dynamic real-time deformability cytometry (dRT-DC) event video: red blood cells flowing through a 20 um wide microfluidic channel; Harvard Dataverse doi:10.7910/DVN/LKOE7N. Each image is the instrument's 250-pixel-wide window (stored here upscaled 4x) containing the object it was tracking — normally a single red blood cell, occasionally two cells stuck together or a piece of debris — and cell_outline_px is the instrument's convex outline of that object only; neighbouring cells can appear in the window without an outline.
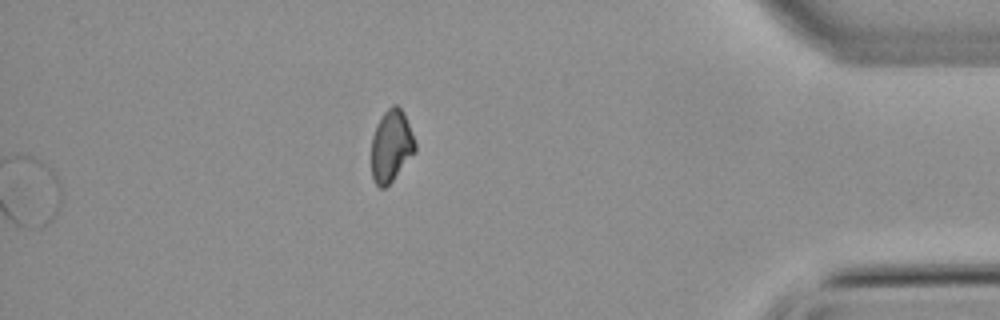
{"species": "common noctule bat (a hibernating species)", "species_latin": "Nyctalus noctula", "temperature_condition": "warm", "stored_images_in_passage": 40, "segment_of_instrument_passage": [2, 2], "camera_frame_rate_fps": 3000, "um_per_image_px": 0.085, "animal": {"sex": "male", "body_mass_g": 21.5, "forearm_length_mm": 52.0}, "frame": {"image": 1, "passage_image": 40, "time_ms": 13.0, "image_size_px": [1000, 320], "cell_outline_px": [[416, 152], [392, 180], [384, 188], [380, 188], [376, 184], [372, 176], [372, 136], [376, 124], [384, 112], [392, 104], [396, 104], [404, 112], [416, 144]], "centroid_in_image_um": [33.26, 12.38], "position_along_channel_um": 401.9, "area_um2": 18.26}}